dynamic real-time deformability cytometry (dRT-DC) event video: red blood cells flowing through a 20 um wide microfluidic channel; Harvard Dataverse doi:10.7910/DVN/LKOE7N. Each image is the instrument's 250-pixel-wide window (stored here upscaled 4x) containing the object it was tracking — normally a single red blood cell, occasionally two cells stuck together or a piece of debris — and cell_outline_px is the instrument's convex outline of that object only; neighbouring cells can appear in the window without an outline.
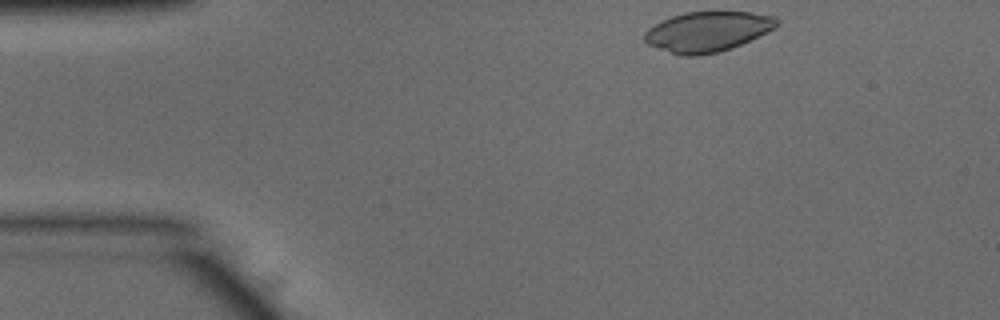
{"species": "common noctule bat (a hibernating species)", "species_latin": "Nyctalus noctula", "temperature_condition": "warm", "stored_images_in_passage": 45, "camera_frame_rate_fps": 3000, "um_per_image_px": 0.085, "animal": {"sex": "male", "body_mass_g": 15.6}, "frame": {"image": 1, "passage_image": 1, "time_ms": 0.0, "image_size_px": [1000, 320], "cell_outline_px": [[780, 20], [772, 28], [732, 48], [720, 52], [696, 56], [684, 56], [648, 44], [644, 40], [644, 32], [648, 28], [672, 16], [684, 12], [752, 12], [776, 16]], "centroid_in_image_um": [60.12, 2.68], "position_along_channel_um": 24.9, "area_um2": 30.4}}
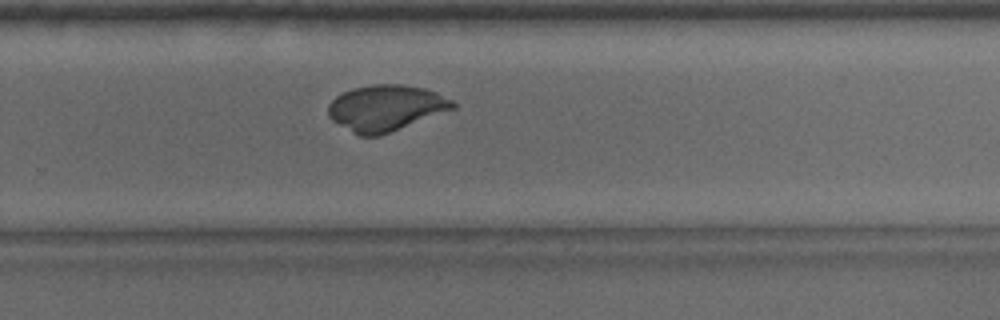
{"frame": {"image": 2, "passage_image": 27, "time_ms": 8.667, "image_size_px": [1000, 320], "cell_outline_px": [[456, 108], [380, 136], [360, 136], [352, 132], [332, 120], [328, 116], [328, 104], [336, 96], [352, 88], [372, 84], [400, 84], [424, 88], [436, 92], [452, 100], [456, 104]], "centroid_in_image_um": [32.79, 9.17], "position_along_channel_um": 297.0, "area_um2": 33.41}}
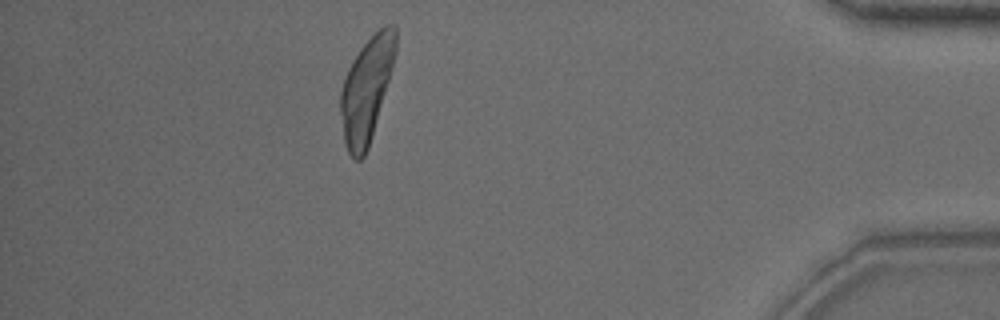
{"frame": {"image": 3, "passage_image": 39, "time_ms": 12.667, "image_size_px": [1000, 320], "cell_outline_px": [[396, 52], [372, 136], [368, 148], [364, 156], [360, 160], [356, 160], [348, 152], [344, 140], [340, 112], [340, 92], [344, 76], [352, 60], [360, 48], [384, 24], [396, 24]], "centroid_in_image_um": [31.14, 7.59], "position_along_channel_um": 404.1, "area_um2": 33.06}}